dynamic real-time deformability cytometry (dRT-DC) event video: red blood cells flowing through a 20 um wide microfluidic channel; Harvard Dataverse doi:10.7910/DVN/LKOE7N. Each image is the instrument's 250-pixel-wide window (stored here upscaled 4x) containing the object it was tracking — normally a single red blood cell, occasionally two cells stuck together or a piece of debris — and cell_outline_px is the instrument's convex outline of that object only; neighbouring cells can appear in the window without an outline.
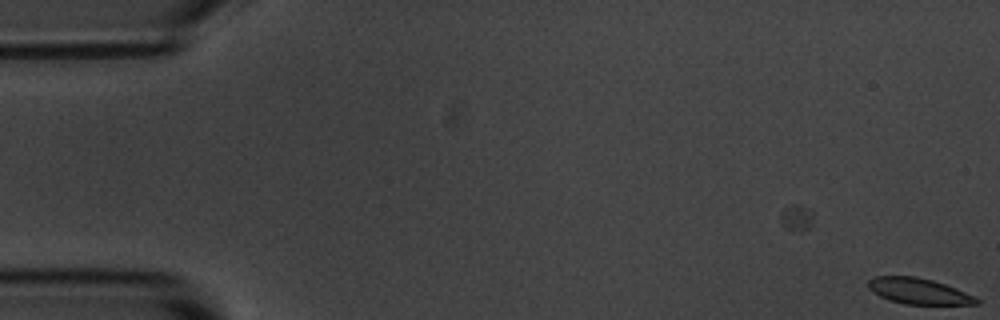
{"species": "common noctule bat (a hibernating species)", "species_latin": "Nyctalus noctula", "temperature_condition": "room temperature", "stored_images_in_passage": 5, "camera_frame_rate_fps": 3000, "um_per_image_px": 0.085, "animal": {"sex": "male", "body_mass_g": 20.1, "forearm_length_mm": 53.5}, "frame": {"image": 1, "passage_image": 1, "time_ms": 0.0, "image_size_px": [1000, 320], "cell_outline_px": [[980, 304], [904, 304], [888, 300], [872, 292], [868, 288], [868, 280], [876, 276], [916, 276], [932, 280], [956, 288], [980, 300]], "centroid_in_image_um": [78.04, 24.74], "position_along_channel_um": 7.0, "area_um2": 16.24}}